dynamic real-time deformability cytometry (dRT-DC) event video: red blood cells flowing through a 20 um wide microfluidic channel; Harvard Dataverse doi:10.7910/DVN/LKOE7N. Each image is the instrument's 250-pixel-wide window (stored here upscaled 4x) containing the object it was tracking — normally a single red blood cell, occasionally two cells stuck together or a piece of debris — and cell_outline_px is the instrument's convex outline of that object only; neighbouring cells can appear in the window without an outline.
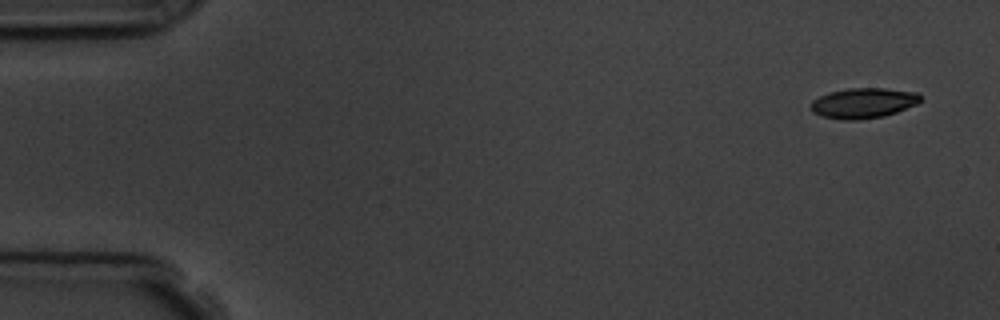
{"species": "common noctule bat (a hibernating species)", "species_latin": "Nyctalus noctula", "temperature_condition": "room temperature", "stored_images_in_passage": 6, "camera_frame_rate_fps": 3000, "um_per_image_px": 0.085, "animal": {"sex": "male", "body_mass_g": 19.5, "forearm_length_mm": 54.6}, "frame": {"image": 1, "passage_image": 1, "time_ms": 0.0, "image_size_px": [1000, 320], "cell_outline_px": [[920, 100], [916, 104], [896, 112], [884, 116], [856, 120], [844, 120], [820, 116], [812, 112], [812, 100], [828, 92], [848, 88], [884, 88], [916, 92], [920, 96]], "centroid_in_image_um": [73.35, 8.76], "position_along_channel_um": 11.6, "area_um2": 19.25}}
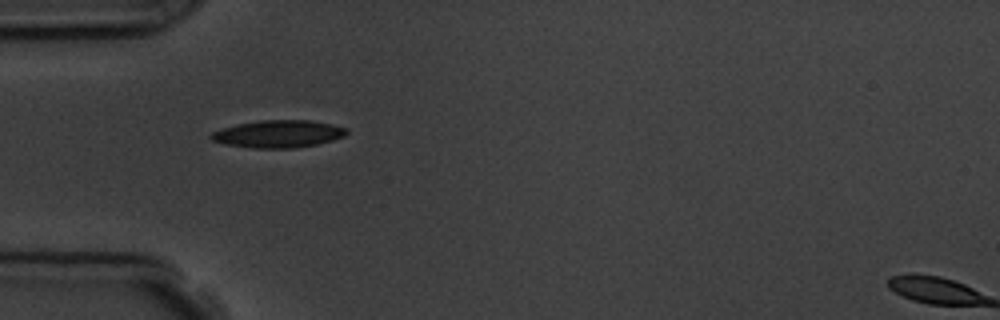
{"frame": {"image": 2, "passage_image": 5, "time_ms": 4.667, "image_size_px": [1000, 320], "cell_outline_px": [[348, 132], [344, 136], [332, 140], [316, 144], [292, 148], [252, 148], [224, 144], [212, 140], [208, 136], [212, 132], [220, 128], [236, 124], [260, 120], [312, 120], [332, 124], [348, 128]], "centroid_in_image_um": [23.63, 11.37], "position_along_channel_um": 61.4, "area_um2": 21.79}}